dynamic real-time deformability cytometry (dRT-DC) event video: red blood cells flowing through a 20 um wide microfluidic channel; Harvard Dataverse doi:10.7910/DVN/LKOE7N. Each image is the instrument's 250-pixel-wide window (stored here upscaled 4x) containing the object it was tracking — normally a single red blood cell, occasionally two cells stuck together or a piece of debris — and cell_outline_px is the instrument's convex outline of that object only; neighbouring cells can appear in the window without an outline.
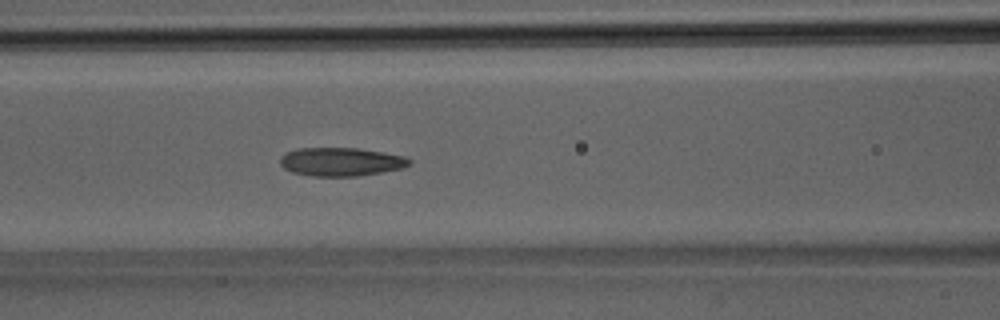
{"species": "Egyptian fruit bat (a non-hibernating species)", "species_latin": "Rousettus aegyptiacus", "temperature_condition": "room temperature", "stored_images_in_passage": 40, "segment_of_instrument_passage": [1, 2], "camera_frame_rate_fps": 3000, "um_per_image_px": 0.085, "animal": {"sex": "male"}, "frame": {"image": 1, "passage_image": 17, "time_ms": 5.333, "image_size_px": [1000, 320], "cell_outline_px": [[412, 164], [400, 168], [380, 172], [356, 176], [312, 176], [292, 172], [284, 168], [280, 164], [280, 156], [284, 152], [296, 148], [356, 148], [384, 152], [404, 156], [412, 160]], "centroid_in_image_um": [28.95, 13.74], "position_along_channel_um": 137.7, "area_um2": 21.5}}
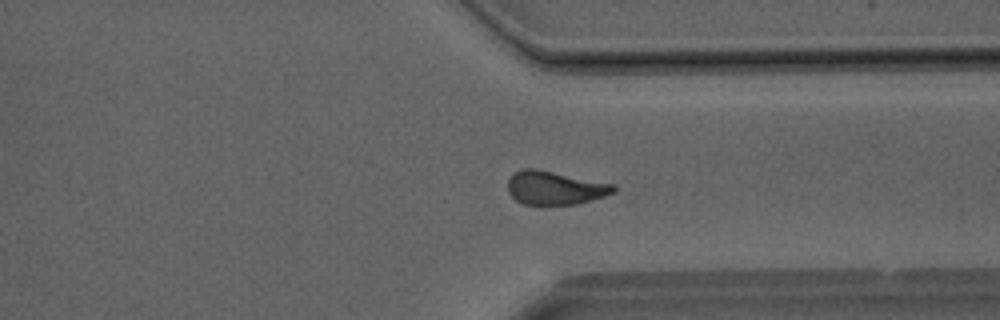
{"frame": {"image": 2, "passage_image": 30, "time_ms": 9.667, "image_size_px": [1000, 320], "cell_outline_px": [[616, 192], [604, 196], [576, 204], [524, 204], [516, 200], [508, 192], [508, 180], [512, 172], [524, 168], [532, 168], [616, 184]], "centroid_in_image_um": [47.17, 15.96], "position_along_channel_um": 364.2, "area_um2": 20.58}}
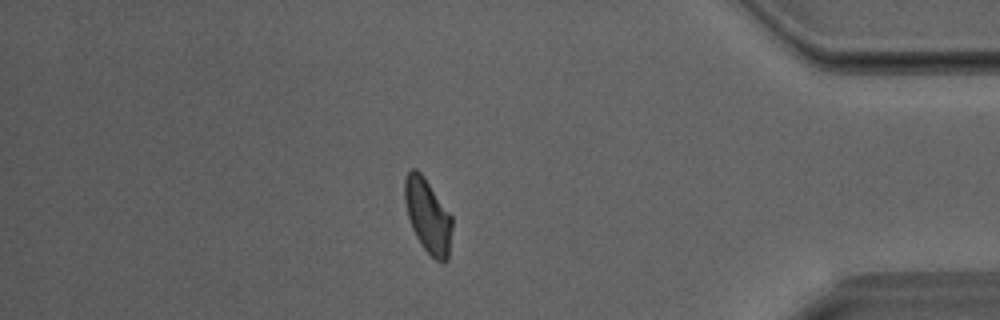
{"frame": {"image": 3, "passage_image": 34, "time_ms": 11.0, "image_size_px": [1000, 320], "cell_outline_px": [[452, 228], [448, 260], [444, 264], [436, 260], [424, 248], [416, 236], [412, 228], [408, 216], [404, 200], [404, 180], [408, 172], [412, 168], [416, 168], [424, 176], [452, 216]], "centroid_in_image_um": [36.37, 18.34], "position_along_channel_um": 398.8, "area_um2": 20.46}}